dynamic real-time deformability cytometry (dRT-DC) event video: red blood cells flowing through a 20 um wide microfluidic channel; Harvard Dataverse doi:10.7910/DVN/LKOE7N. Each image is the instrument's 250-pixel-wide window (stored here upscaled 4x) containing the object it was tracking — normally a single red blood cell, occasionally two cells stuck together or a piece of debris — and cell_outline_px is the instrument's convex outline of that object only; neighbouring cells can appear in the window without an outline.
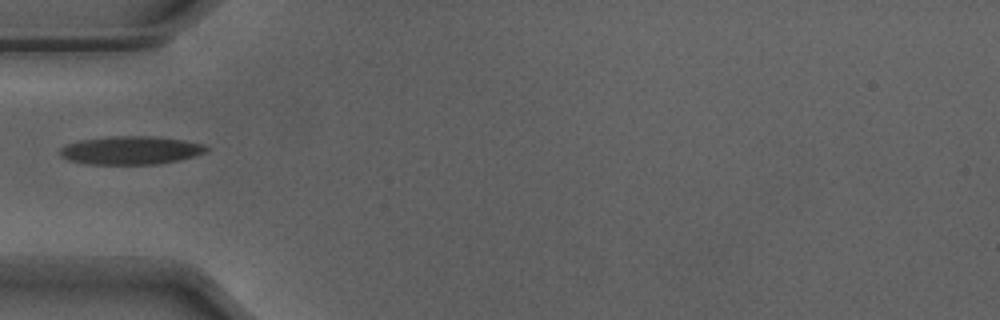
{"species": "Egyptian fruit bat (a non-hibernating species)", "species_latin": "Rousettus aegyptiacus", "temperature_condition": "warm", "stored_images_in_passage": 21, "camera_frame_rate_fps": 3000, "um_per_image_px": 0.085, "animal": {"sex": "male"}, "frame": {"image": 1, "passage_image": 1, "time_ms": 0.0, "image_size_px": [1000, 320], "cell_outline_px": [[208, 152], [196, 156], [160, 164], [88, 164], [68, 160], [60, 156], [60, 148], [68, 144], [80, 140], [116, 136], [148, 136], [184, 140], [204, 144], [208, 148]], "centroid_in_image_um": [11.15, 12.78], "position_along_channel_um": 73.9, "area_um2": 24.1}}
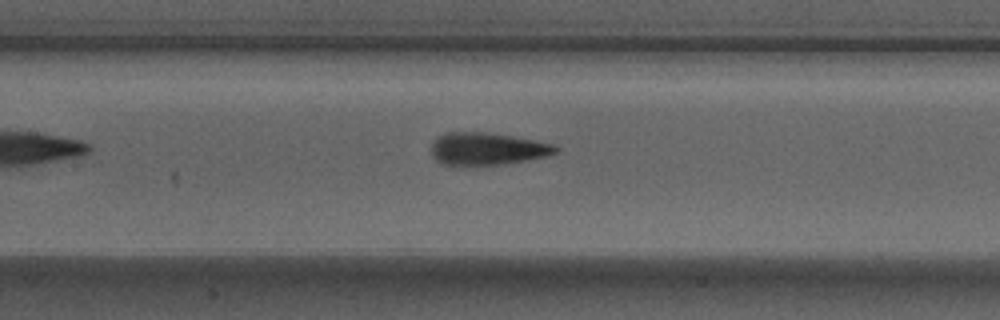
{"frame": {"image": 2, "passage_image": 8, "time_ms": 2.333, "image_size_px": [1000, 320], "cell_outline_px": [[560, 148], [556, 152], [548, 156], [500, 164], [444, 164], [436, 160], [432, 156], [432, 144], [436, 136], [444, 132], [480, 132], [512, 136], [556, 144]], "centroid_in_image_um": [41.42, 12.62], "position_along_channel_um": 166.0, "area_um2": 23.18}}
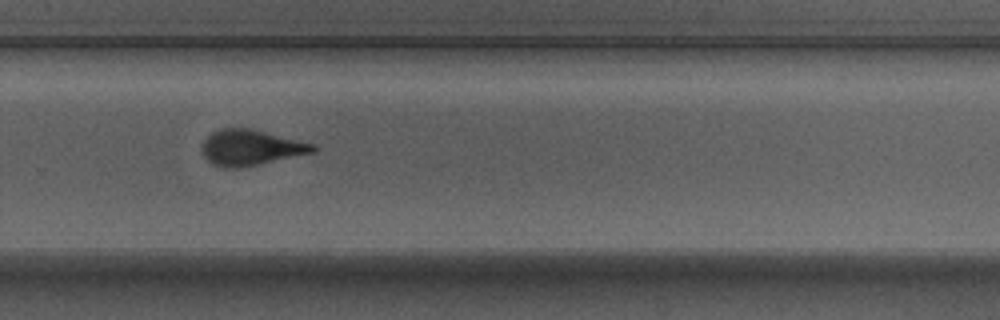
{"frame": {"image": 3, "passage_image": 19, "time_ms": 6.0, "image_size_px": [1000, 320], "cell_outline_px": [[320, 148], [316, 152], [260, 164], [240, 168], [220, 168], [212, 164], [204, 156], [200, 148], [204, 140], [212, 132], [224, 128], [252, 128], [316, 144]], "centroid_in_image_um": [21.35, 12.55], "position_along_channel_um": 308.5, "area_um2": 23.47}}